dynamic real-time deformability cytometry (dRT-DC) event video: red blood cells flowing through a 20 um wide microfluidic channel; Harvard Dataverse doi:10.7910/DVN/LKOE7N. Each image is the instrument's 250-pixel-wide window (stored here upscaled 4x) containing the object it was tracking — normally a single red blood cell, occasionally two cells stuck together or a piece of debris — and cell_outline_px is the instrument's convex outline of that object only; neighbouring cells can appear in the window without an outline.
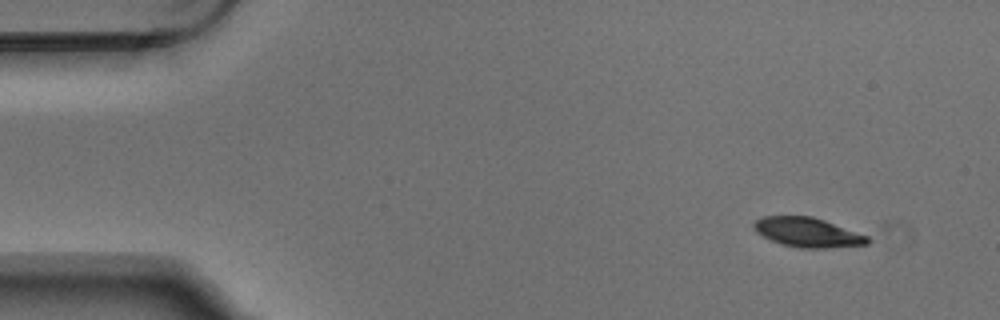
{"species": "Egyptian fruit bat (a non-hibernating species)", "species_latin": "Rousettus aegyptiacus", "temperature_condition": "warm", "stored_images_in_passage": 4, "camera_frame_rate_fps": 3000, "um_per_image_px": 0.085, "animal": {"sex": "male"}, "frame": {"image": 1, "passage_image": 1, "time_ms": 0.0, "image_size_px": [1000, 320], "cell_outline_px": [[872, 240], [868, 244], [824, 248], [800, 248], [780, 244], [756, 232], [752, 228], [752, 224], [756, 220], [764, 216], [812, 216], [824, 220], [868, 236]], "centroid_in_image_um": [68.63, 19.75], "position_along_channel_um": 16.4, "area_um2": 19.48}}